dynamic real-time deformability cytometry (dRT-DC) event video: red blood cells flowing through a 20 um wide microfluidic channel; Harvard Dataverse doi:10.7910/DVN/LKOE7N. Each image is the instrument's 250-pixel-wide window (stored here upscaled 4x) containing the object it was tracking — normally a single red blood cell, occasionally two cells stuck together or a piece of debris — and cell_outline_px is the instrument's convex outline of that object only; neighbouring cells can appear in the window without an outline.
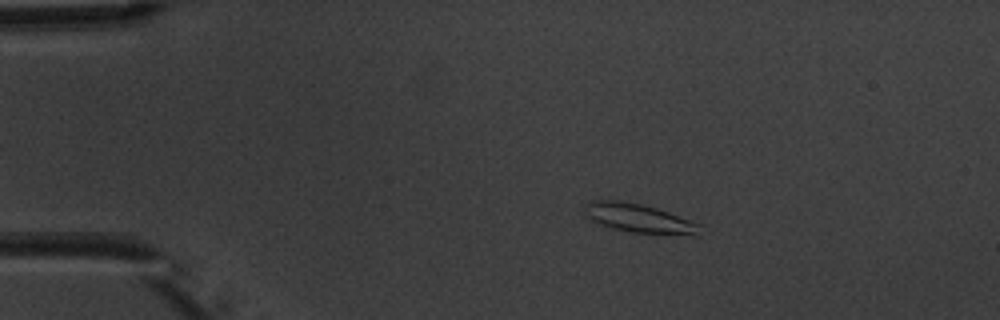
{"species": "common noctule bat (a hibernating species)", "species_latin": "Nyctalus noctula", "temperature_condition": "warm", "stored_images_in_passage": 3, "camera_frame_rate_fps": 3000, "um_per_image_px": 0.085, "animal": {"sex": "male", "body_mass_g": 20.1, "forearm_length_mm": 53.5}, "frame": {"image": 1, "passage_image": 2, "time_ms": 1.333, "image_size_px": [1000, 320], "cell_outline_px": [[700, 224], [692, 232], [632, 232], [612, 228], [596, 224], [588, 216], [584, 208], [592, 200], [620, 200], [640, 204], [656, 208], [668, 212]], "centroid_in_image_um": [54.1, 18.49], "position_along_channel_um": 30.9, "area_um2": 18.09}}